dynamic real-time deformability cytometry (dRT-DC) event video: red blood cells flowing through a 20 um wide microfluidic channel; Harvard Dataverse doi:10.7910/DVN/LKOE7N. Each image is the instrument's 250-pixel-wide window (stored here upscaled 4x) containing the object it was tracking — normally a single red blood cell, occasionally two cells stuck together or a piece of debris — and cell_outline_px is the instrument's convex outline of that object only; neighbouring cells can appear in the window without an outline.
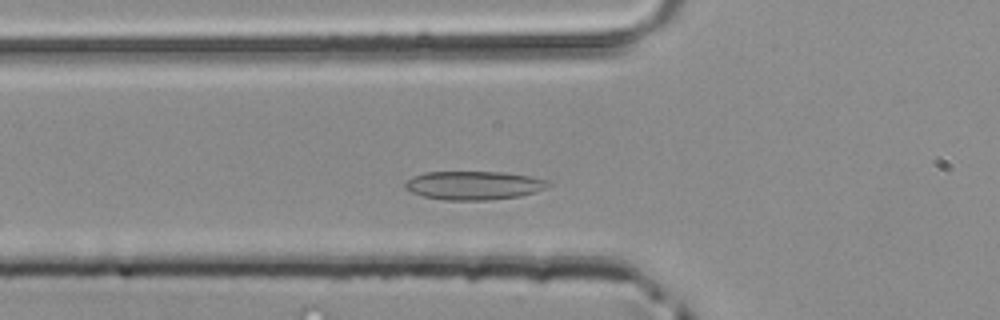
{"species": "common noctule bat (a hibernating species)", "species_latin": "Nyctalus noctula", "temperature_condition": "room temperature", "stored_images_in_passage": 43, "camera_frame_rate_fps": 3000, "um_per_image_px": 0.085, "animal": {"sex": "male", "body_mass_g": 20.4}, "frame": {"image": 1, "passage_image": 10, "time_ms": 3.0, "image_size_px": [1000, 320], "cell_outline_px": [[552, 184], [548, 188], [536, 192], [520, 196], [488, 200], [448, 200], [424, 196], [412, 192], [404, 188], [404, 184], [412, 176], [424, 172], [504, 172], [532, 176], [548, 180]], "centroid_in_image_um": [40.33, 15.75], "position_along_channel_um": 85.5, "area_um2": 24.04}}
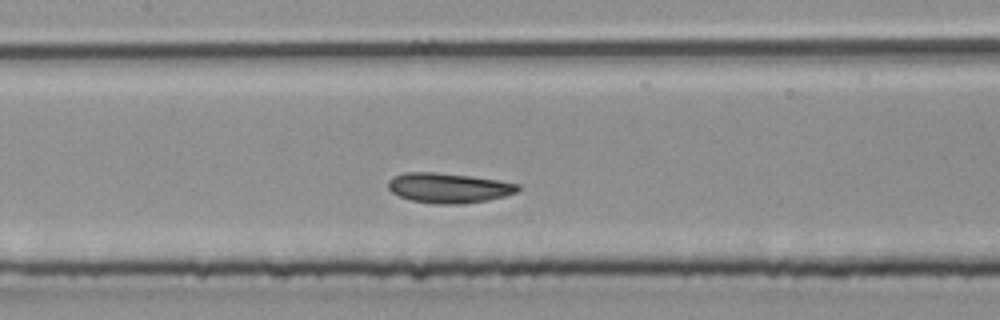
{"frame": {"image": 2, "passage_image": 16, "time_ms": 5.0, "image_size_px": [1000, 320], "cell_outline_px": [[520, 188], [516, 192], [504, 196], [488, 200], [456, 204], [436, 204], [412, 200], [400, 196], [392, 192], [388, 188], [388, 180], [392, 176], [404, 172], [436, 172], [472, 176], [520, 184]], "centroid_in_image_um": [38.11, 15.96], "position_along_channel_um": 169.3, "area_um2": 22.6}}
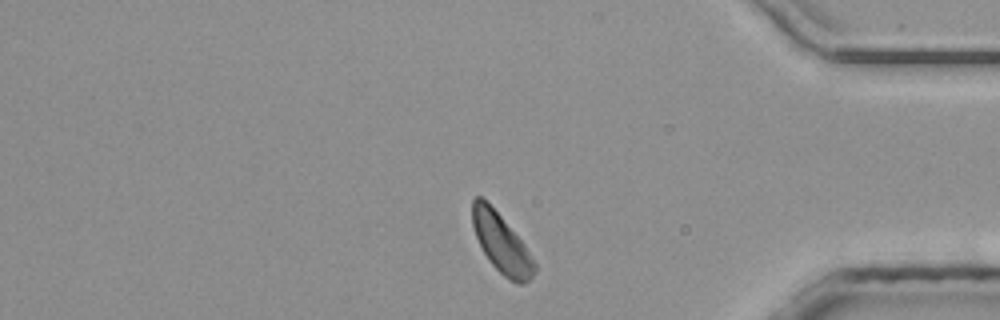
{"frame": {"image": 3, "passage_image": 34, "time_ms": 11.0, "image_size_px": [1000, 320], "cell_outline_px": [[536, 268], [532, 276], [524, 284], [516, 284], [508, 280], [492, 264], [484, 252], [476, 236], [472, 224], [472, 200], [476, 196], [480, 196], [500, 216], [524, 244], [536, 264]], "centroid_in_image_um": [42.62, 20.72], "position_along_channel_um": 392.6, "area_um2": 20.81}}